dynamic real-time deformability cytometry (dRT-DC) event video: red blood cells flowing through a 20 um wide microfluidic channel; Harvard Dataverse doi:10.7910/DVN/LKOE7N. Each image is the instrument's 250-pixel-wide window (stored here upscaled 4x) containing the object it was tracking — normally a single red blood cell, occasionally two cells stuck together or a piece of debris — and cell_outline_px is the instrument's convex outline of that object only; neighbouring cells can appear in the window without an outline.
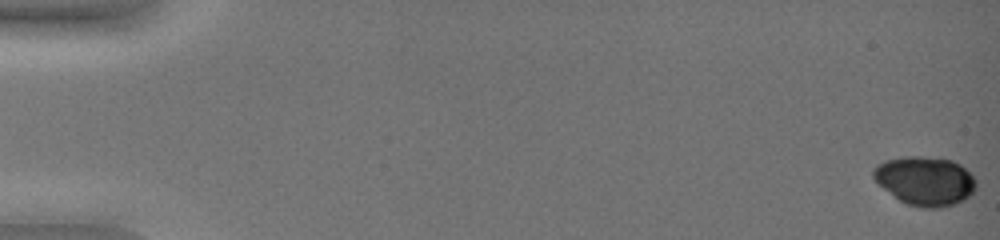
{"species": "common noctule bat (a hibernating species)", "species_latin": "Nyctalus noctula", "temperature_condition": "warm", "stored_images_in_passage": 50, "camera_frame_rate_fps": 3000, "um_per_image_px": 0.085, "animal": {"sex": "female", "body_mass_g": 19.0, "forearm_length_mm": 51.5}, "frame": {"image": 1, "passage_image": 1, "time_ms": 0.0, "image_size_px": [1000, 240], "cell_outline_px": [[976, 188], [964, 200], [956, 204], [940, 208], [920, 208], [908, 204], [900, 200], [884, 188], [872, 176], [872, 168], [876, 164], [884, 160], [904, 156], [920, 156], [952, 160], [960, 164], [976, 180]], "centroid_in_image_um": [78.62, 15.37], "position_along_channel_um": 6.4, "area_um2": 29.3}}
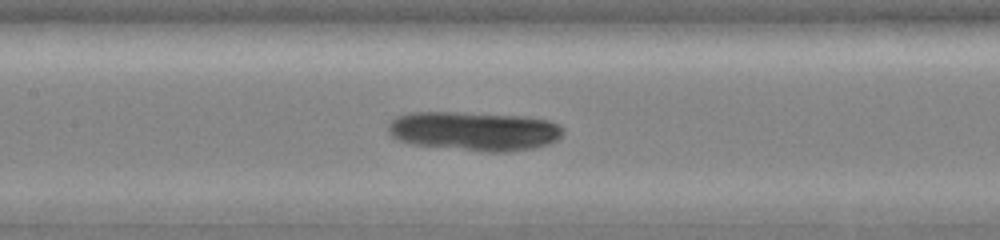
{"frame": {"image": 2, "passage_image": 27, "time_ms": 8.667, "image_size_px": [1000, 240], "cell_outline_px": [[564, 132], [556, 140], [548, 144], [532, 148], [508, 152], [488, 152], [408, 144], [396, 140], [388, 132], [388, 124], [396, 116], [408, 112], [460, 112], [528, 116], [548, 120], [560, 124], [564, 128]], "centroid_in_image_um": [40.29, 11.14], "position_along_channel_um": 167.1, "area_um2": 40.46}}
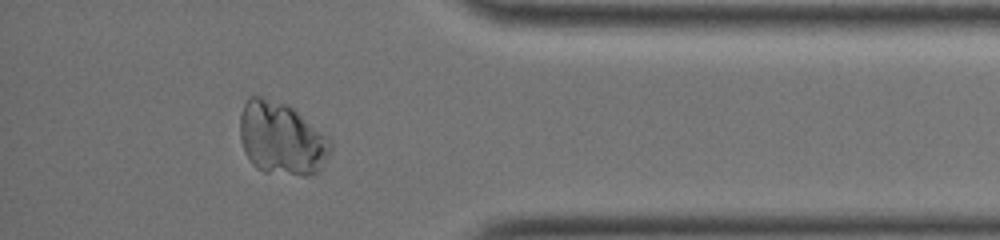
{"frame": {"image": 3, "passage_image": 46, "time_ms": 15.0, "image_size_px": [1000, 240], "cell_outline_px": [[332, 148], [328, 156], [316, 172], [312, 176], [300, 176], [264, 172], [256, 168], [252, 164], [244, 152], [240, 140], [240, 116], [244, 104], [248, 96], [260, 96], [288, 104], [328, 136], [332, 140]], "centroid_in_image_um": [23.92, 11.78], "position_along_channel_um": 411.3, "area_um2": 38.84}}